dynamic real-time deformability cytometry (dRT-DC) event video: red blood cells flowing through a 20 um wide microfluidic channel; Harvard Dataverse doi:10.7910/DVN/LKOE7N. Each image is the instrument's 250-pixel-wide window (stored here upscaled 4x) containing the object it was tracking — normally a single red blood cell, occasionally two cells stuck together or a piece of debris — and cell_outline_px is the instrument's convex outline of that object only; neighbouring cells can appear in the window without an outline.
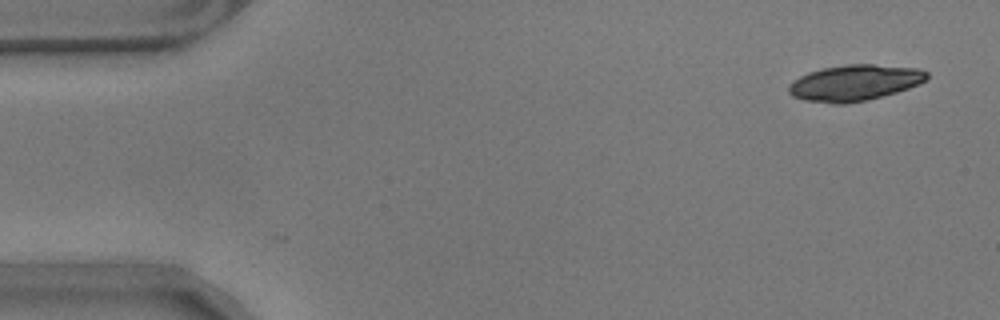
{"species": "common noctule bat (a hibernating species)", "species_latin": "Nyctalus noctula", "temperature_condition": "warm", "stored_images_in_passage": 4, "camera_frame_rate_fps": 3000, "um_per_image_px": 0.085, "animal": {"sex": "male", "body_mass_g": 17.9}, "frame": {"image": 1, "passage_image": 4, "time_ms": 1.0, "image_size_px": [1000, 320], "cell_outline_px": [[928, 80], [920, 84], [896, 92], [868, 100], [844, 104], [832, 104], [804, 100], [792, 96], [788, 92], [788, 84], [792, 80], [808, 72], [824, 68], [848, 64], [872, 64], [920, 68], [928, 72]], "centroid_in_image_um": [72.64, 7.04], "position_along_channel_um": 12.4, "area_um2": 29.25}}